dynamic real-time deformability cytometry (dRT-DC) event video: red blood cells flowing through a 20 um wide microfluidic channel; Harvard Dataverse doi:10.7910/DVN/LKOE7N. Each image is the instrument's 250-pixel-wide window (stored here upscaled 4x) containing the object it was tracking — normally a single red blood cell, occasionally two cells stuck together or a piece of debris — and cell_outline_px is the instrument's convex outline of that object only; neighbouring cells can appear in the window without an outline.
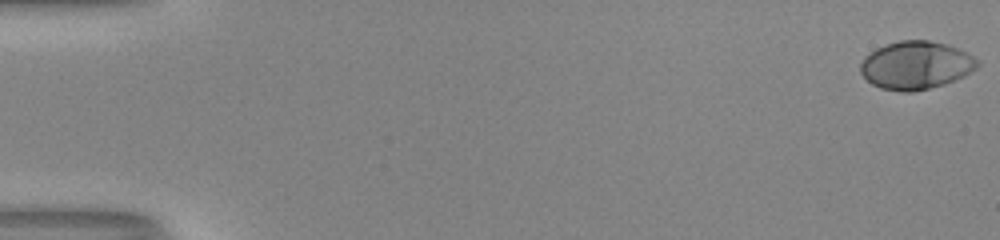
{"species": "human", "species_latin": "Homo sapiens", "temperature_condition": "room temperature", "stored_images_in_passage": 39, "camera_frame_rate_fps": 3000, "um_per_image_px": 0.085, "donor": {"sex": "male"}, "frame": {"image": 1, "passage_image": 1, "time_ms": 0.0, "image_size_px": [1000, 240], "cell_outline_px": [[980, 64], [976, 68], [964, 76], [944, 84], [912, 92], [900, 92], [880, 88], [872, 84], [860, 72], [860, 64], [864, 56], [876, 48], [900, 40], [928, 40], [948, 44], [968, 52], [980, 60]], "centroid_in_image_um": [77.87, 5.54], "position_along_channel_um": 7.1, "area_um2": 32.95}}
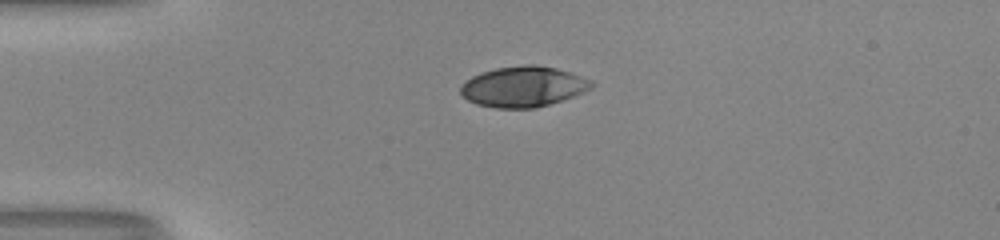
{"frame": {"image": 2, "passage_image": 15, "time_ms": 4.667, "image_size_px": [1000, 240], "cell_outline_px": [[596, 84], [592, 88], [584, 92], [536, 108], [496, 108], [476, 104], [468, 100], [460, 92], [460, 88], [472, 76], [480, 72], [496, 68], [528, 64], [536, 64], [556, 68], [592, 80]], "centroid_in_image_um": [44.49, 7.36], "position_along_channel_um": 40.5, "area_um2": 30.75}}
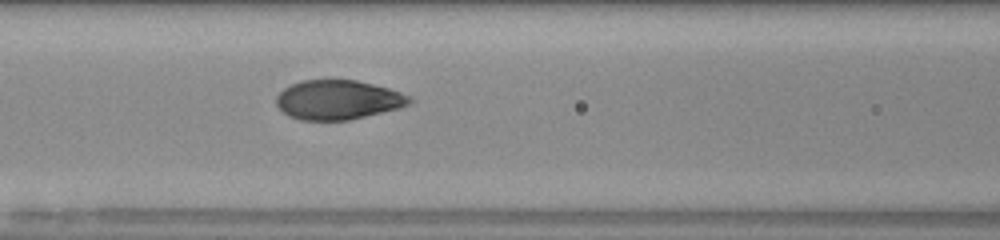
{"frame": {"image": 3, "passage_image": 25, "time_ms": 8.0, "image_size_px": [1000, 240], "cell_outline_px": [[416, 100], [412, 104], [400, 108], [348, 120], [300, 120], [288, 116], [276, 104], [276, 96], [284, 88], [300, 80], [356, 80], [388, 88], [400, 92]], "centroid_in_image_um": [28.74, 8.49], "position_along_channel_um": 137.9, "area_um2": 30.63}}